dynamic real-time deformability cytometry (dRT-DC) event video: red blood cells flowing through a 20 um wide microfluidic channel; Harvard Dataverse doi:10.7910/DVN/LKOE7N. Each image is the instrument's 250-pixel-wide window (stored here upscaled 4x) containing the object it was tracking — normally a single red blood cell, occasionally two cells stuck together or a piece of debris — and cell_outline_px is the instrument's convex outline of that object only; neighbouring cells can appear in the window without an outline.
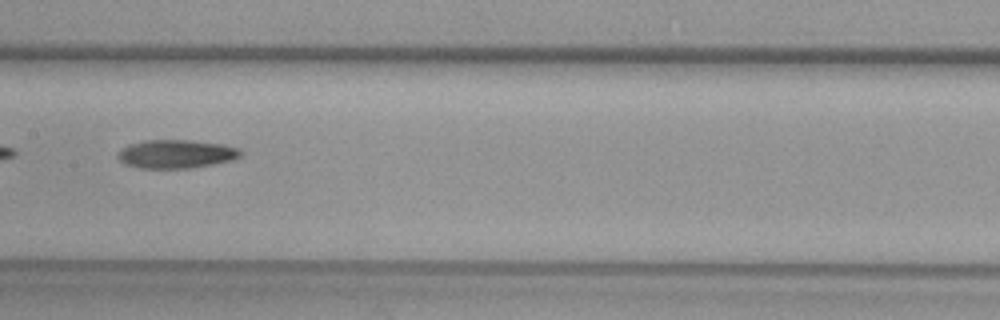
{"species": "common noctule bat (a hibernating species)", "species_latin": "Nyctalus noctula", "temperature_condition": "warm", "stored_images_in_passage": 36, "camera_frame_rate_fps": 3000, "um_per_image_px": 0.085, "animal": {"sex": "female", "body_mass_g": 29.2, "forearm_length_mm": 56.3}, "frame": {"image": 1, "passage_image": 11, "time_ms": 3.333, "image_size_px": [1000, 320], "cell_outline_px": [[244, 152], [240, 156], [232, 160], [212, 164], [188, 168], [140, 168], [124, 164], [116, 156], [128, 144], [144, 140], [192, 140], [224, 144], [240, 148]], "centroid_in_image_um": [15.0, 13.08], "position_along_channel_um": 192.4, "area_um2": 20.46}}
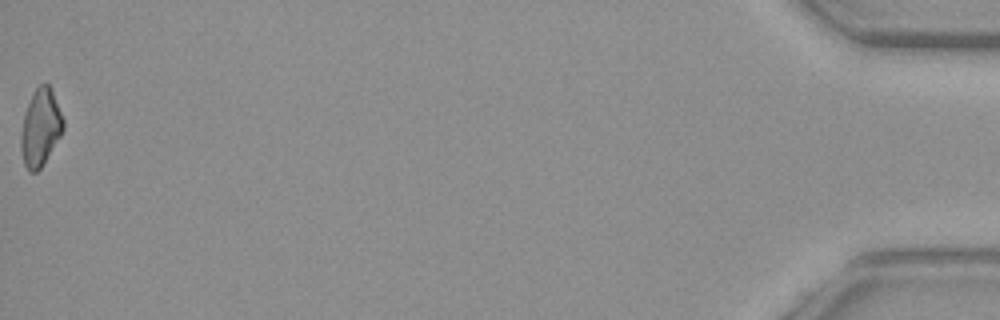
{"frame": {"image": 2, "passage_image": 36, "time_ms": 11.667, "image_size_px": [1000, 320], "cell_outline_px": [[64, 128], [60, 136], [40, 168], [36, 172], [28, 172], [24, 164], [20, 148], [20, 136], [24, 116], [28, 104], [36, 88], [40, 84], [48, 84], [52, 92], [64, 120]], "centroid_in_image_um": [3.42, 10.88], "position_along_channel_um": 431.8, "area_um2": 18.55}}